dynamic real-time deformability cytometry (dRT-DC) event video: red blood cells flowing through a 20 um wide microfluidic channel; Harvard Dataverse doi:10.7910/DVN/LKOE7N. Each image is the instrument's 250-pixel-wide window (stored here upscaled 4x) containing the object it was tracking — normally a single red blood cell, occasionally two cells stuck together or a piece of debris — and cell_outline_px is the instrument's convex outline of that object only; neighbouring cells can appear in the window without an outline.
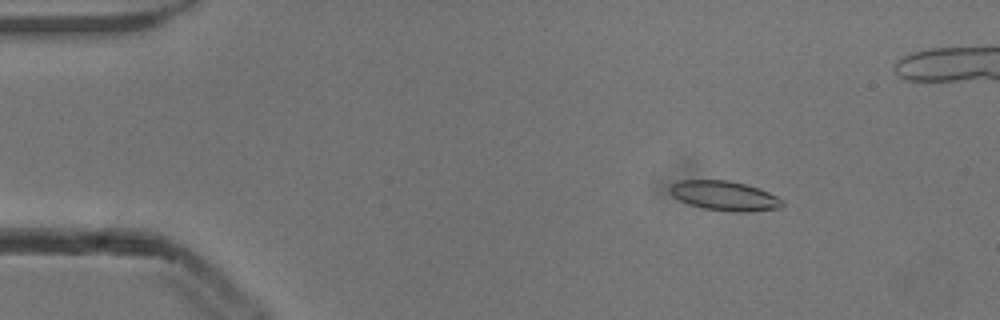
{"species": "common noctule bat (a hibernating species)", "species_latin": "Nyctalus noctula", "temperature_condition": "cold", "stored_images_in_passage": 46, "camera_frame_rate_fps": 3000, "um_per_image_px": 0.085, "animal": {"sex": "male", "body_mass_g": 13.3}, "frame": {"image": 1, "passage_image": 8, "time_ms": 2.333, "image_size_px": [1000, 320], "cell_outline_px": [[784, 204], [780, 208], [748, 212], [732, 212], [704, 208], [688, 204], [672, 196], [668, 188], [672, 184], [680, 180], [728, 180], [744, 184], [768, 192], [784, 200]], "centroid_in_image_um": [61.57, 16.65], "position_along_channel_um": 23.4, "area_um2": 19.36}}
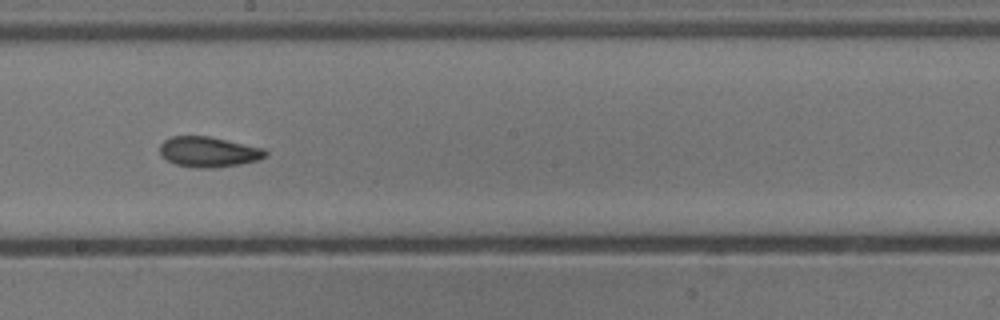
{"frame": {"image": 2, "passage_image": 30, "time_ms": 9.667, "image_size_px": [1000, 320], "cell_outline_px": [[268, 156], [260, 160], [240, 164], [208, 168], [196, 168], [176, 164], [168, 160], [160, 152], [160, 144], [164, 140], [172, 136], [208, 136], [264, 148], [268, 152]], "centroid_in_image_um": [17.77, 12.91], "position_along_channel_um": 230.4, "area_um2": 18.61}}
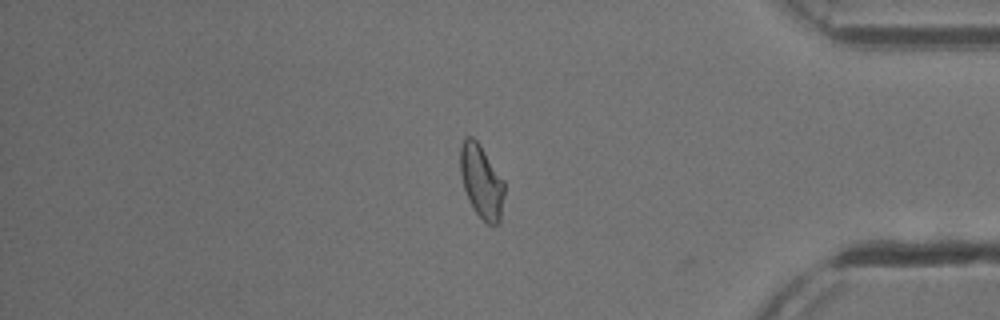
{"frame": {"image": 3, "passage_image": 45, "time_ms": 14.667, "image_size_px": [1000, 320], "cell_outline_px": [[504, 196], [500, 220], [496, 224], [488, 224], [476, 212], [464, 188], [460, 172], [460, 148], [464, 136], [472, 136], [480, 144], [504, 180]], "centroid_in_image_um": [40.93, 15.37], "position_along_channel_um": 394.3, "area_um2": 18.67}, "authors_computed_cell_mechanics": {"area_um2": 18.6694, "velocity_mm_per_s": 3.8688, "shape_relaxation_time_tau1_ms": null, "shape_relaxation_time_tau2_ms": 4.3593, "deformation_change_tau1": null, "deformation_change_tau2": 0.1129}}